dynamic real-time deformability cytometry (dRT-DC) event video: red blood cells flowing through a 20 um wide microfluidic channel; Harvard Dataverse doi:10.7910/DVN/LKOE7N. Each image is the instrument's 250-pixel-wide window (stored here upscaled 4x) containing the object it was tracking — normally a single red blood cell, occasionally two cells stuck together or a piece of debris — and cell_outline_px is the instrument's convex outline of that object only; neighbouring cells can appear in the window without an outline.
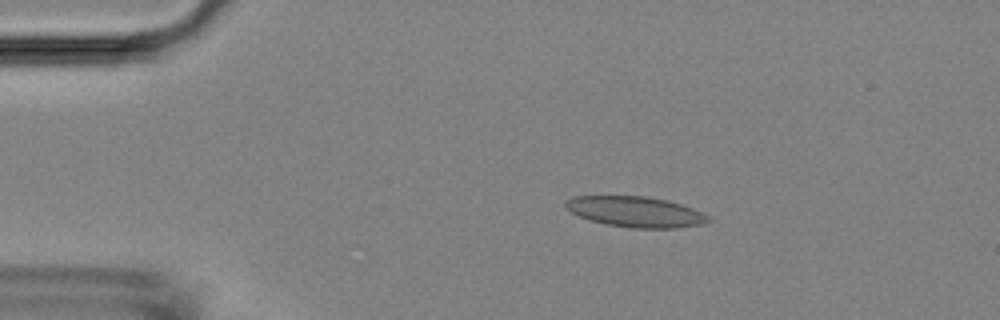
{"species": "Egyptian fruit bat (a non-hibernating species)", "species_latin": "Rousettus aegyptiacus", "temperature_condition": "room temperature", "stored_images_in_passage": 53, "camera_frame_rate_fps": 3000, "um_per_image_px": 0.085, "animal": {"sex": "female"}, "frame": {"image": 1, "passage_image": 10, "time_ms": 3.0, "image_size_px": [1000, 320], "cell_outline_px": [[712, 220], [704, 224], [676, 228], [632, 228], [604, 224], [588, 220], [564, 208], [564, 200], [572, 196], [644, 196], [668, 200], [704, 212]], "centroid_in_image_um": [54.01, 18.0], "position_along_channel_um": 31.0, "area_um2": 25.72}}
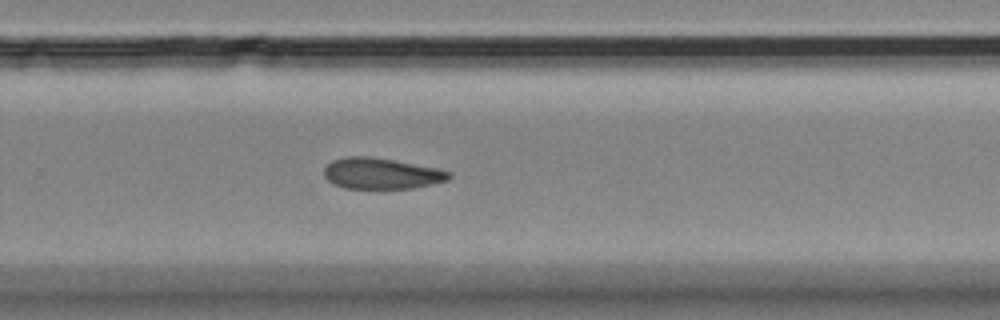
{"frame": {"image": 2, "passage_image": 35, "time_ms": 11.333, "image_size_px": [1000, 320], "cell_outline_px": [[452, 176], [448, 180], [432, 184], [412, 188], [344, 188], [332, 184], [324, 176], [324, 168], [332, 160], [348, 156], [368, 156], [440, 168], [452, 172]], "centroid_in_image_um": [32.43, 14.74], "position_along_channel_um": 297.4, "area_um2": 22.66}}
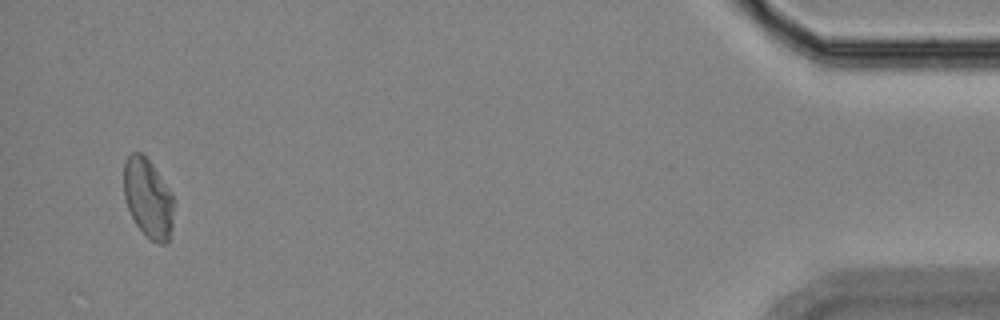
{"frame": {"image": 3, "passage_image": 51, "time_ms": 16.667, "image_size_px": [1000, 320], "cell_outline_px": [[176, 204], [172, 228], [168, 240], [164, 244], [160, 244], [152, 240], [136, 224], [128, 208], [124, 196], [124, 160], [132, 152], [140, 152], [152, 164], [172, 192]], "centroid_in_image_um": [12.62, 16.83], "position_along_channel_um": 422.6, "area_um2": 23.24}, "authors_computed_cell_mechanics": {"area_um2": 23.5824, "velocity_mm_per_s": 3.7776, "shape_relaxation_time_tau1_ms": null, "shape_relaxation_time_tau2_ms": 3.4296, "deformation_change_tau1": null, "deformation_change_tau2": 0.0871}}